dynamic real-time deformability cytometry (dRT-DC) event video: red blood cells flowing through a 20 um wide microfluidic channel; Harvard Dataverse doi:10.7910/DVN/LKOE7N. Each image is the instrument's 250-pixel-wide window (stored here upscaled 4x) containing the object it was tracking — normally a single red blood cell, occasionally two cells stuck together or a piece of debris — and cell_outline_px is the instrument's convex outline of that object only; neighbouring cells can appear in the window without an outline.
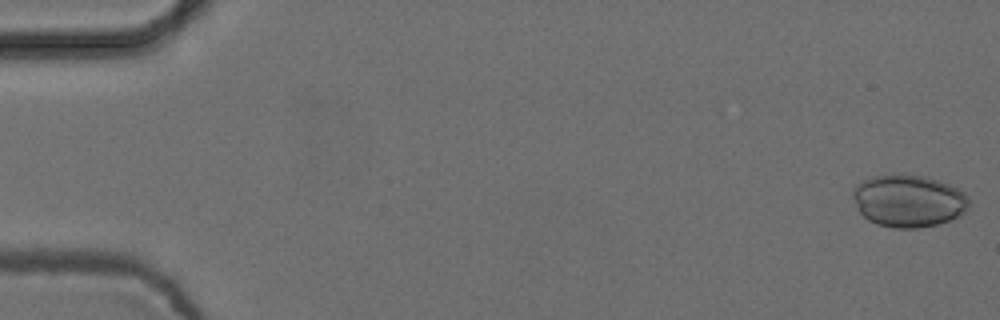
{"species": "common noctule bat (a hibernating species)", "species_latin": "Nyctalus noctula", "temperature_condition": "cold", "stored_images_in_passage": 23, "camera_frame_rate_fps": 3000, "um_per_image_px": 0.085, "animal": {"sex": "female", "body_mass_g": 24.6, "forearm_length_mm": 56.2}, "frame": {"image": 1, "passage_image": 1, "time_ms": 0.0, "image_size_px": [1000, 320], "cell_outline_px": [[968, 208], [960, 216], [936, 224], [916, 228], [896, 228], [876, 224], [868, 220], [860, 212], [852, 196], [852, 192], [856, 184], [872, 176], [904, 172], [924, 176], [948, 184], [964, 192], [968, 196]], "centroid_in_image_um": [77.2, 17.05], "position_along_channel_um": 7.8, "area_um2": 35.6}}
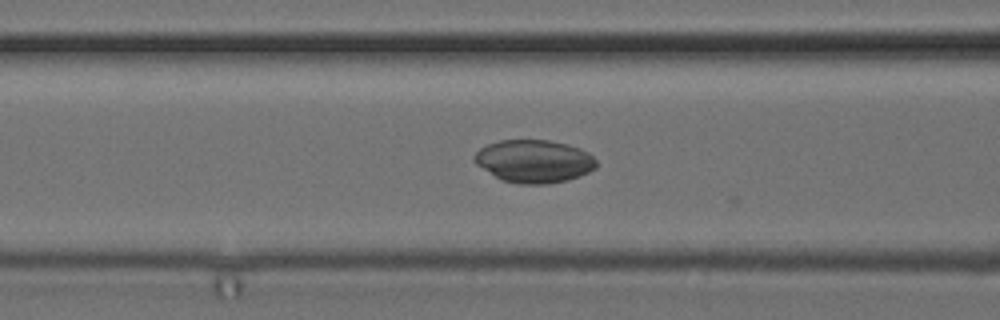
{"frame": {"image": 2, "passage_image": 22, "time_ms": 7.0, "image_size_px": [1000, 320], "cell_outline_px": [[596, 168], [580, 176], [568, 180], [548, 184], [520, 184], [500, 180], [476, 164], [472, 156], [480, 148], [488, 144], [500, 140], [548, 140], [568, 144], [580, 148], [588, 152], [596, 160]], "centroid_in_image_um": [45.39, 13.71], "position_along_channel_um": 121.2, "area_um2": 30.63}}